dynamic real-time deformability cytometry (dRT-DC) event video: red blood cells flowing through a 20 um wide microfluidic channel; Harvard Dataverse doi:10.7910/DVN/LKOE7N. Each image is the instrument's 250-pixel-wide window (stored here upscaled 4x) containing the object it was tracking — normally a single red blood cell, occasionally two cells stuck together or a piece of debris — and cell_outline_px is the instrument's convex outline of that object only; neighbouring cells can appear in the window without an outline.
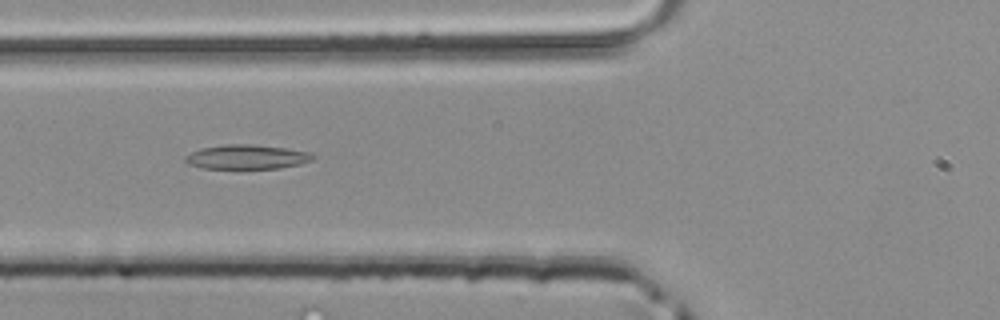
{"species": "common noctule bat (a hibernating species)", "species_latin": "Nyctalus noctula", "temperature_condition": "room temperature", "stored_images_in_passage": 35, "camera_frame_rate_fps": 3000, "um_per_image_px": 0.085, "animal": {"sex": "male", "body_mass_g": 20.4}, "frame": {"image": 1, "passage_image": 6, "time_ms": 1.667, "image_size_px": [1000, 320], "cell_outline_px": [[316, 156], [312, 160], [300, 164], [280, 168], [236, 172], [204, 168], [188, 164], [184, 160], [184, 156], [200, 148], [228, 144], [252, 144], [284, 148], [308, 152]], "centroid_in_image_um": [20.93, 13.4], "position_along_channel_um": 104.9, "area_um2": 19.07}}
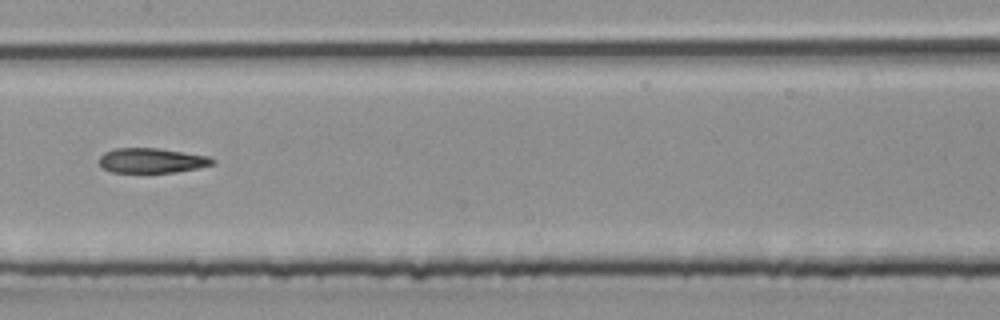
{"frame": {"image": 2, "passage_image": 12, "time_ms": 3.667, "image_size_px": [1000, 320], "cell_outline_px": [[216, 160], [212, 164], [196, 168], [172, 172], [112, 172], [104, 168], [100, 164], [100, 156], [104, 152], [116, 148], [156, 148], [208, 156]], "centroid_in_image_um": [12.87, 13.64], "position_along_channel_um": 194.5, "area_um2": 16.07}}
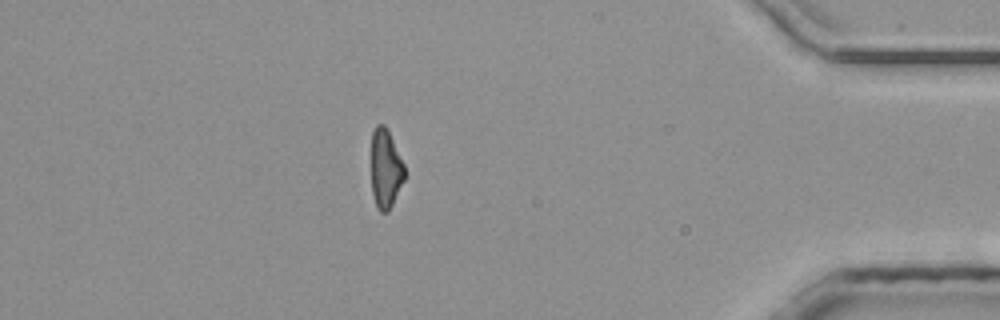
{"frame": {"image": 3, "passage_image": 29, "time_ms": 9.333, "image_size_px": [1000, 320], "cell_outline_px": [[404, 180], [388, 212], [380, 212], [376, 208], [372, 192], [372, 132], [376, 124], [384, 124], [388, 128], [404, 164]], "centroid_in_image_um": [32.77, 14.32], "position_along_channel_um": 402.4, "area_um2": 15.37}}